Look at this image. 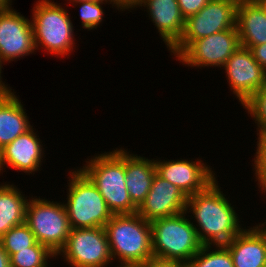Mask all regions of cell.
<instances>
[{
    "mask_svg": "<svg viewBox=\"0 0 266 267\" xmlns=\"http://www.w3.org/2000/svg\"><path fill=\"white\" fill-rule=\"evenodd\" d=\"M36 242L34 233L26 223L12 227L0 238V243L9 257L18 250L33 246Z\"/></svg>",
    "mask_w": 266,
    "mask_h": 267,
    "instance_id": "obj_24",
    "label": "cell"
},
{
    "mask_svg": "<svg viewBox=\"0 0 266 267\" xmlns=\"http://www.w3.org/2000/svg\"><path fill=\"white\" fill-rule=\"evenodd\" d=\"M238 0H210L197 14L185 20L180 40L169 50L176 59L197 39L236 27Z\"/></svg>",
    "mask_w": 266,
    "mask_h": 267,
    "instance_id": "obj_8",
    "label": "cell"
},
{
    "mask_svg": "<svg viewBox=\"0 0 266 267\" xmlns=\"http://www.w3.org/2000/svg\"><path fill=\"white\" fill-rule=\"evenodd\" d=\"M71 169L63 201L71 229L104 227L113 213L91 180L78 167Z\"/></svg>",
    "mask_w": 266,
    "mask_h": 267,
    "instance_id": "obj_5",
    "label": "cell"
},
{
    "mask_svg": "<svg viewBox=\"0 0 266 267\" xmlns=\"http://www.w3.org/2000/svg\"><path fill=\"white\" fill-rule=\"evenodd\" d=\"M138 7L147 12L146 17H149L169 51L180 40L185 27L177 0H141L135 11Z\"/></svg>",
    "mask_w": 266,
    "mask_h": 267,
    "instance_id": "obj_16",
    "label": "cell"
},
{
    "mask_svg": "<svg viewBox=\"0 0 266 267\" xmlns=\"http://www.w3.org/2000/svg\"><path fill=\"white\" fill-rule=\"evenodd\" d=\"M188 197L175 185L160 177L154 176L152 186L137 213L147 221L171 217L186 211Z\"/></svg>",
    "mask_w": 266,
    "mask_h": 267,
    "instance_id": "obj_15",
    "label": "cell"
},
{
    "mask_svg": "<svg viewBox=\"0 0 266 267\" xmlns=\"http://www.w3.org/2000/svg\"><path fill=\"white\" fill-rule=\"evenodd\" d=\"M125 174L130 199L138 208L146 198L156 174L154 158L138 156L125 148Z\"/></svg>",
    "mask_w": 266,
    "mask_h": 267,
    "instance_id": "obj_19",
    "label": "cell"
},
{
    "mask_svg": "<svg viewBox=\"0 0 266 267\" xmlns=\"http://www.w3.org/2000/svg\"><path fill=\"white\" fill-rule=\"evenodd\" d=\"M258 1L263 6V8L266 10V0H258Z\"/></svg>",
    "mask_w": 266,
    "mask_h": 267,
    "instance_id": "obj_39",
    "label": "cell"
},
{
    "mask_svg": "<svg viewBox=\"0 0 266 267\" xmlns=\"http://www.w3.org/2000/svg\"><path fill=\"white\" fill-rule=\"evenodd\" d=\"M250 50L254 60L266 71V43L253 46Z\"/></svg>",
    "mask_w": 266,
    "mask_h": 267,
    "instance_id": "obj_31",
    "label": "cell"
},
{
    "mask_svg": "<svg viewBox=\"0 0 266 267\" xmlns=\"http://www.w3.org/2000/svg\"><path fill=\"white\" fill-rule=\"evenodd\" d=\"M116 265L115 267H143V264L117 263ZM110 266L113 267V263Z\"/></svg>",
    "mask_w": 266,
    "mask_h": 267,
    "instance_id": "obj_38",
    "label": "cell"
},
{
    "mask_svg": "<svg viewBox=\"0 0 266 267\" xmlns=\"http://www.w3.org/2000/svg\"><path fill=\"white\" fill-rule=\"evenodd\" d=\"M16 94L12 89L0 97V150L33 126L20 96Z\"/></svg>",
    "mask_w": 266,
    "mask_h": 267,
    "instance_id": "obj_20",
    "label": "cell"
},
{
    "mask_svg": "<svg viewBox=\"0 0 266 267\" xmlns=\"http://www.w3.org/2000/svg\"><path fill=\"white\" fill-rule=\"evenodd\" d=\"M233 97L243 104L266 85V71L254 60L250 49L240 46L222 67Z\"/></svg>",
    "mask_w": 266,
    "mask_h": 267,
    "instance_id": "obj_13",
    "label": "cell"
},
{
    "mask_svg": "<svg viewBox=\"0 0 266 267\" xmlns=\"http://www.w3.org/2000/svg\"><path fill=\"white\" fill-rule=\"evenodd\" d=\"M255 224L266 237V220H261L260 223L258 221V224L255 222Z\"/></svg>",
    "mask_w": 266,
    "mask_h": 267,
    "instance_id": "obj_37",
    "label": "cell"
},
{
    "mask_svg": "<svg viewBox=\"0 0 266 267\" xmlns=\"http://www.w3.org/2000/svg\"><path fill=\"white\" fill-rule=\"evenodd\" d=\"M14 183L0 184V238L12 227L25 223L29 198ZM28 198V199H27Z\"/></svg>",
    "mask_w": 266,
    "mask_h": 267,
    "instance_id": "obj_21",
    "label": "cell"
},
{
    "mask_svg": "<svg viewBox=\"0 0 266 267\" xmlns=\"http://www.w3.org/2000/svg\"><path fill=\"white\" fill-rule=\"evenodd\" d=\"M9 260L10 267H52L50 261L56 260V255L47 246L36 242L31 247L18 250Z\"/></svg>",
    "mask_w": 266,
    "mask_h": 267,
    "instance_id": "obj_22",
    "label": "cell"
},
{
    "mask_svg": "<svg viewBox=\"0 0 266 267\" xmlns=\"http://www.w3.org/2000/svg\"><path fill=\"white\" fill-rule=\"evenodd\" d=\"M256 150L251 160L252 169H266V129L256 133ZM254 162V163H253Z\"/></svg>",
    "mask_w": 266,
    "mask_h": 267,
    "instance_id": "obj_27",
    "label": "cell"
},
{
    "mask_svg": "<svg viewBox=\"0 0 266 267\" xmlns=\"http://www.w3.org/2000/svg\"><path fill=\"white\" fill-rule=\"evenodd\" d=\"M58 258L68 267H110L114 263L104 227L71 229Z\"/></svg>",
    "mask_w": 266,
    "mask_h": 267,
    "instance_id": "obj_9",
    "label": "cell"
},
{
    "mask_svg": "<svg viewBox=\"0 0 266 267\" xmlns=\"http://www.w3.org/2000/svg\"><path fill=\"white\" fill-rule=\"evenodd\" d=\"M104 229L114 263L143 264L154 257L151 222L137 212L114 214Z\"/></svg>",
    "mask_w": 266,
    "mask_h": 267,
    "instance_id": "obj_4",
    "label": "cell"
},
{
    "mask_svg": "<svg viewBox=\"0 0 266 267\" xmlns=\"http://www.w3.org/2000/svg\"><path fill=\"white\" fill-rule=\"evenodd\" d=\"M31 19L13 7L0 11V65L36 54ZM20 58V59H19Z\"/></svg>",
    "mask_w": 266,
    "mask_h": 267,
    "instance_id": "obj_12",
    "label": "cell"
},
{
    "mask_svg": "<svg viewBox=\"0 0 266 267\" xmlns=\"http://www.w3.org/2000/svg\"><path fill=\"white\" fill-rule=\"evenodd\" d=\"M13 0H0V11L11 9L14 5Z\"/></svg>",
    "mask_w": 266,
    "mask_h": 267,
    "instance_id": "obj_36",
    "label": "cell"
},
{
    "mask_svg": "<svg viewBox=\"0 0 266 267\" xmlns=\"http://www.w3.org/2000/svg\"><path fill=\"white\" fill-rule=\"evenodd\" d=\"M209 1L210 0H177L185 20L197 14Z\"/></svg>",
    "mask_w": 266,
    "mask_h": 267,
    "instance_id": "obj_28",
    "label": "cell"
},
{
    "mask_svg": "<svg viewBox=\"0 0 266 267\" xmlns=\"http://www.w3.org/2000/svg\"><path fill=\"white\" fill-rule=\"evenodd\" d=\"M89 157L78 168L98 189L113 215L136 213L125 185V149L118 146Z\"/></svg>",
    "mask_w": 266,
    "mask_h": 267,
    "instance_id": "obj_2",
    "label": "cell"
},
{
    "mask_svg": "<svg viewBox=\"0 0 266 267\" xmlns=\"http://www.w3.org/2000/svg\"><path fill=\"white\" fill-rule=\"evenodd\" d=\"M240 46L237 28L233 27L195 40L175 60L196 70L205 67H218L221 70Z\"/></svg>",
    "mask_w": 266,
    "mask_h": 267,
    "instance_id": "obj_10",
    "label": "cell"
},
{
    "mask_svg": "<svg viewBox=\"0 0 266 267\" xmlns=\"http://www.w3.org/2000/svg\"><path fill=\"white\" fill-rule=\"evenodd\" d=\"M154 257L187 263L203 246L186 212L151 221Z\"/></svg>",
    "mask_w": 266,
    "mask_h": 267,
    "instance_id": "obj_6",
    "label": "cell"
},
{
    "mask_svg": "<svg viewBox=\"0 0 266 267\" xmlns=\"http://www.w3.org/2000/svg\"><path fill=\"white\" fill-rule=\"evenodd\" d=\"M60 4L54 0H35L30 16L36 50L42 49L61 60L75 52L78 40L68 6L65 9Z\"/></svg>",
    "mask_w": 266,
    "mask_h": 267,
    "instance_id": "obj_3",
    "label": "cell"
},
{
    "mask_svg": "<svg viewBox=\"0 0 266 267\" xmlns=\"http://www.w3.org/2000/svg\"><path fill=\"white\" fill-rule=\"evenodd\" d=\"M0 267H10L9 255L3 249L1 243H0Z\"/></svg>",
    "mask_w": 266,
    "mask_h": 267,
    "instance_id": "obj_35",
    "label": "cell"
},
{
    "mask_svg": "<svg viewBox=\"0 0 266 267\" xmlns=\"http://www.w3.org/2000/svg\"><path fill=\"white\" fill-rule=\"evenodd\" d=\"M186 265L187 267H234L231 253L225 245H203Z\"/></svg>",
    "mask_w": 266,
    "mask_h": 267,
    "instance_id": "obj_23",
    "label": "cell"
},
{
    "mask_svg": "<svg viewBox=\"0 0 266 267\" xmlns=\"http://www.w3.org/2000/svg\"><path fill=\"white\" fill-rule=\"evenodd\" d=\"M67 3H68V6L70 3H77V2H90V1H101V2H108V3H111L113 4V7H115V10L117 12H122L124 13L125 10L117 3L116 0H65Z\"/></svg>",
    "mask_w": 266,
    "mask_h": 267,
    "instance_id": "obj_32",
    "label": "cell"
},
{
    "mask_svg": "<svg viewBox=\"0 0 266 267\" xmlns=\"http://www.w3.org/2000/svg\"><path fill=\"white\" fill-rule=\"evenodd\" d=\"M242 108L255 122L256 132L266 129V85L256 91L243 104Z\"/></svg>",
    "mask_w": 266,
    "mask_h": 267,
    "instance_id": "obj_26",
    "label": "cell"
},
{
    "mask_svg": "<svg viewBox=\"0 0 266 267\" xmlns=\"http://www.w3.org/2000/svg\"><path fill=\"white\" fill-rule=\"evenodd\" d=\"M34 129L32 126L0 150V176L6 168L24 172L29 176L30 174L34 176L36 172L43 170L41 166L46 161L44 148L46 145H43V140Z\"/></svg>",
    "mask_w": 266,
    "mask_h": 267,
    "instance_id": "obj_14",
    "label": "cell"
},
{
    "mask_svg": "<svg viewBox=\"0 0 266 267\" xmlns=\"http://www.w3.org/2000/svg\"><path fill=\"white\" fill-rule=\"evenodd\" d=\"M143 267H187L186 263L176 260H164L156 257L149 258Z\"/></svg>",
    "mask_w": 266,
    "mask_h": 267,
    "instance_id": "obj_29",
    "label": "cell"
},
{
    "mask_svg": "<svg viewBox=\"0 0 266 267\" xmlns=\"http://www.w3.org/2000/svg\"><path fill=\"white\" fill-rule=\"evenodd\" d=\"M51 200L32 195L27 203L25 223L36 241L57 255L66 244L71 226L63 200Z\"/></svg>",
    "mask_w": 266,
    "mask_h": 267,
    "instance_id": "obj_7",
    "label": "cell"
},
{
    "mask_svg": "<svg viewBox=\"0 0 266 267\" xmlns=\"http://www.w3.org/2000/svg\"><path fill=\"white\" fill-rule=\"evenodd\" d=\"M2 66L0 65V97L6 95L7 93H9L13 87H10L8 85V83H6V81H3V77H2V73H3V70H2Z\"/></svg>",
    "mask_w": 266,
    "mask_h": 267,
    "instance_id": "obj_34",
    "label": "cell"
},
{
    "mask_svg": "<svg viewBox=\"0 0 266 267\" xmlns=\"http://www.w3.org/2000/svg\"><path fill=\"white\" fill-rule=\"evenodd\" d=\"M236 28L242 47L251 49L266 43V10L258 0L238 2Z\"/></svg>",
    "mask_w": 266,
    "mask_h": 267,
    "instance_id": "obj_18",
    "label": "cell"
},
{
    "mask_svg": "<svg viewBox=\"0 0 266 267\" xmlns=\"http://www.w3.org/2000/svg\"><path fill=\"white\" fill-rule=\"evenodd\" d=\"M117 3L125 10V11H134L135 6L141 1V0H116Z\"/></svg>",
    "mask_w": 266,
    "mask_h": 267,
    "instance_id": "obj_33",
    "label": "cell"
},
{
    "mask_svg": "<svg viewBox=\"0 0 266 267\" xmlns=\"http://www.w3.org/2000/svg\"><path fill=\"white\" fill-rule=\"evenodd\" d=\"M71 4L72 8L77 5L80 8L78 12L81 19V27L87 31H94V29L96 30L98 27L102 26V22L105 21L103 4H108V6L112 5L110 7L115 9V7H113V4L101 1L70 3V8Z\"/></svg>",
    "mask_w": 266,
    "mask_h": 267,
    "instance_id": "obj_25",
    "label": "cell"
},
{
    "mask_svg": "<svg viewBox=\"0 0 266 267\" xmlns=\"http://www.w3.org/2000/svg\"><path fill=\"white\" fill-rule=\"evenodd\" d=\"M220 185L217 178L187 200L185 212L190 215L202 245H225L245 228L236 205L231 204Z\"/></svg>",
    "mask_w": 266,
    "mask_h": 267,
    "instance_id": "obj_1",
    "label": "cell"
},
{
    "mask_svg": "<svg viewBox=\"0 0 266 267\" xmlns=\"http://www.w3.org/2000/svg\"><path fill=\"white\" fill-rule=\"evenodd\" d=\"M225 246L231 253L234 267L266 266V237L254 223Z\"/></svg>",
    "mask_w": 266,
    "mask_h": 267,
    "instance_id": "obj_17",
    "label": "cell"
},
{
    "mask_svg": "<svg viewBox=\"0 0 266 267\" xmlns=\"http://www.w3.org/2000/svg\"><path fill=\"white\" fill-rule=\"evenodd\" d=\"M254 172V179L258 185V191L262 194L263 198L266 200V169H251Z\"/></svg>",
    "mask_w": 266,
    "mask_h": 267,
    "instance_id": "obj_30",
    "label": "cell"
},
{
    "mask_svg": "<svg viewBox=\"0 0 266 267\" xmlns=\"http://www.w3.org/2000/svg\"><path fill=\"white\" fill-rule=\"evenodd\" d=\"M157 158H154L156 173L181 189L187 197L205 190L218 178L215 169L204 162L202 157L175 160Z\"/></svg>",
    "mask_w": 266,
    "mask_h": 267,
    "instance_id": "obj_11",
    "label": "cell"
}]
</instances>
